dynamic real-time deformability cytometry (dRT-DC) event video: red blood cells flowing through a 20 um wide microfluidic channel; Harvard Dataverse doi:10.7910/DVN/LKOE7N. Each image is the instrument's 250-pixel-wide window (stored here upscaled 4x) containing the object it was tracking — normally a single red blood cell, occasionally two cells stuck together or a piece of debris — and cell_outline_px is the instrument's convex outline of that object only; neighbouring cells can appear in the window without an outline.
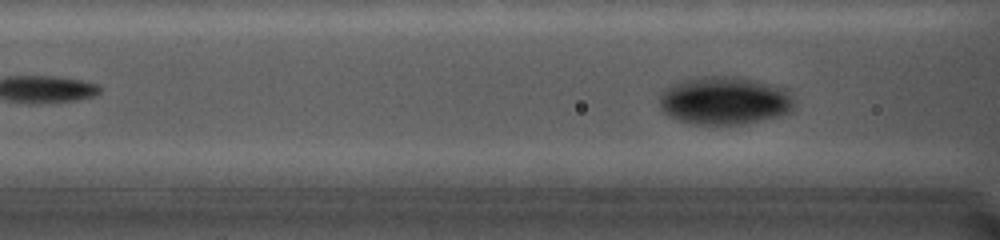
{"species": "common noctule bat (a hibernating species)", "species_latin": "Nyctalus noctula", "temperature_condition": "cold", "stored_images_in_passage": 25, "camera_frame_rate_fps": 5000, "um_per_image_px": 0.085, "animal": {"sex": "female", "body_mass_g": 19.0, "forearm_length_mm": 56.7}, "frame": {"image": 1, "passage_image": 22, "time_ms": 7.8, "image_size_px": [1000, 240], "cell_outline_px": [[792, 108], [788, 112], [780, 116], [740, 124], [692, 124], [668, 116], [660, 108], [660, 100], [664, 92], [672, 88], [696, 80], [716, 76], [748, 80], [784, 92], [792, 100]], "centroid_in_image_um": [61.55, 8.65], "position_along_channel_um": 105.1, "area_um2": 34.97}}